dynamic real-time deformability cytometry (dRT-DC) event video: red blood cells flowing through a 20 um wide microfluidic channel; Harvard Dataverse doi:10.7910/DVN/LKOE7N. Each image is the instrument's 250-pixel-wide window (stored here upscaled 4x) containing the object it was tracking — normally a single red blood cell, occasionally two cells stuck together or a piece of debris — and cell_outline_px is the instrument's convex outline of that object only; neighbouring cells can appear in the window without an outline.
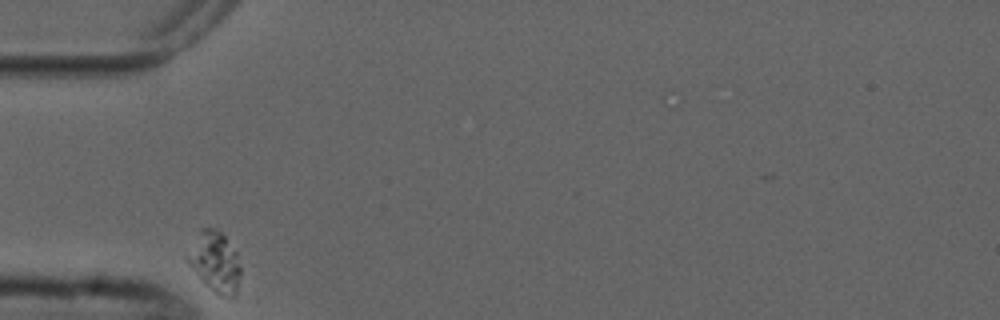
{"species": "common noctule bat (a hibernating species)", "species_latin": "Nyctalus noctula", "temperature_condition": "cold", "stored_images_in_passage": 1, "camera_frame_rate_fps": 3000, "um_per_image_px": 0.085, "animal": {"sex": "male", "forearm_length_mm": 52.5}, "frame": {"image": 1, "passage_image": 1, "time_ms": 0.0, "image_size_px": [1000, 320], "cell_outline_px": [[240, 276], [236, 296], [220, 296], [204, 284], [188, 264], [188, 256], [200, 228], [216, 228], [224, 236], [236, 252], [240, 268]], "centroid_in_image_um": [18.3, 22.29], "position_along_channel_um": 66.7, "area_um2": 18.26}}